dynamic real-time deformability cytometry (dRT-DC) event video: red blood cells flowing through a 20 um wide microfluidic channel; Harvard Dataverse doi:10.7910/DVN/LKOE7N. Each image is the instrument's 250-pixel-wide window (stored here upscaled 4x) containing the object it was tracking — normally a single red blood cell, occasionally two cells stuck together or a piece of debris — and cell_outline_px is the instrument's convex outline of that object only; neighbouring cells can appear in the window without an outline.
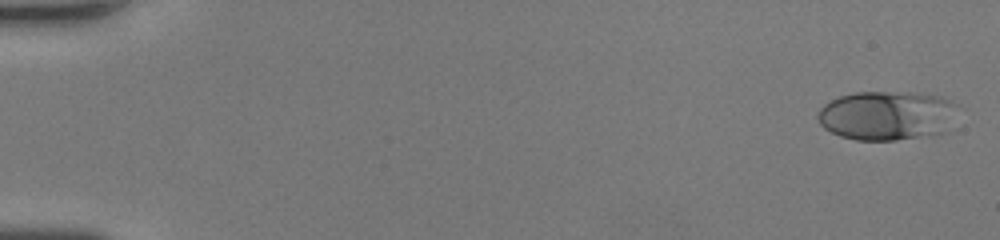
{"species": "human", "species_latin": "Homo sapiens", "temperature_condition": "room temperature", "stored_images_in_passage": 50, "segment_of_instrument_passage": [1, 2], "camera_frame_rate_fps": 3000, "um_per_image_px": 0.085, "donor": {"sex": "female"}, "frame": {"image": 1, "passage_image": 1, "time_ms": 0.0, "image_size_px": [1000, 240], "cell_outline_px": [[956, 104], [944, 132], [932, 136], [896, 140], [856, 140], [840, 136], [824, 128], [820, 124], [816, 116], [820, 108], [824, 104], [840, 96], [856, 92], [916, 92], [940, 96]], "centroid_in_image_um": [75.33, 9.82], "position_along_channel_um": 9.7, "area_um2": 40.06}}
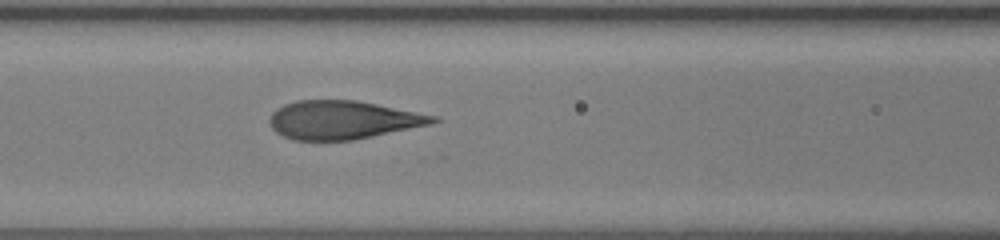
{"frame": {"image": 2, "passage_image": 22, "time_ms": 7.0, "image_size_px": [1000, 240], "cell_outline_px": [[440, 120], [432, 124], [352, 140], [292, 140], [276, 132], [272, 128], [268, 120], [272, 112], [276, 108], [284, 104], [296, 100], [356, 100], [440, 116]], "centroid_in_image_um": [29.14, 10.18], "position_along_channel_um": 137.5, "area_um2": 36.7}}
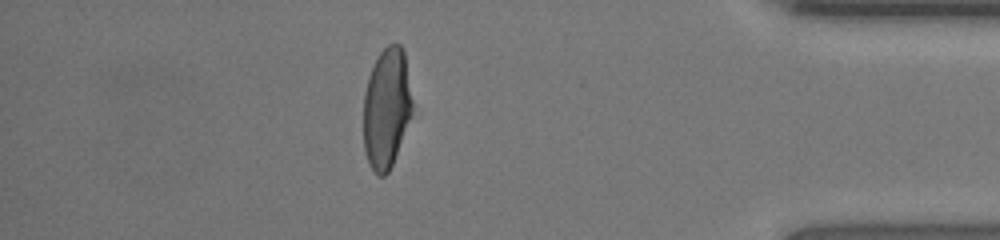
{"frame": {"image": 3, "passage_image": 43, "time_ms": 14.0, "image_size_px": [1000, 240], "cell_outline_px": [[412, 112], [392, 164], [388, 172], [384, 176], [380, 176], [372, 168], [364, 152], [364, 92], [368, 76], [380, 52], [388, 44], [400, 44], [404, 52], [412, 100]], "centroid_in_image_um": [32.84, 9.17], "position_along_channel_um": 402.4, "area_um2": 33.76}}